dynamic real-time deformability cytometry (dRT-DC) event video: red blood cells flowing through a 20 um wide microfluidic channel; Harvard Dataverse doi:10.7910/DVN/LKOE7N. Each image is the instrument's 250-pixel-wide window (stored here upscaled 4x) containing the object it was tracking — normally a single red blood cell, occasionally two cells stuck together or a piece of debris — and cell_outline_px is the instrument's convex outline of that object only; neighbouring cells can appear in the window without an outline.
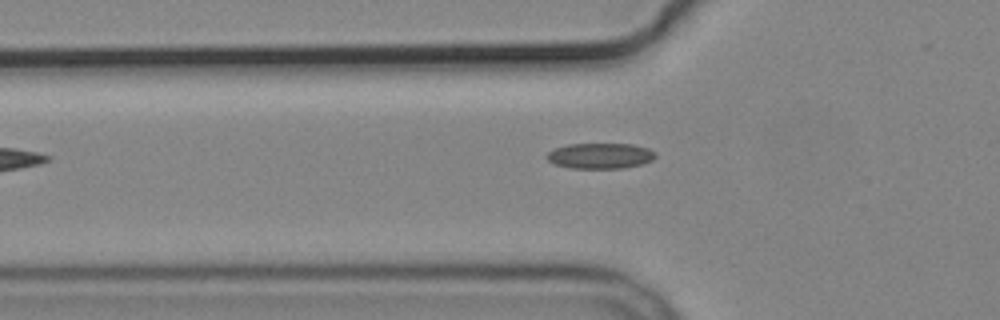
{"species": "common noctule bat (a hibernating species)", "species_latin": "Nyctalus noctula", "temperature_condition": "cold", "stored_images_in_passage": 11, "camera_frame_rate_fps": 3000, "um_per_image_px": 0.085, "animal": {"sex": "male", "body_mass_g": 19.2, "forearm_length_mm": 51.8}, "frame": {"image": 1, "passage_image": 5, "time_ms": 6.0, "image_size_px": [1000, 320], "cell_outline_px": [[656, 156], [652, 160], [644, 164], [624, 168], [572, 168], [556, 164], [548, 160], [544, 156], [548, 152], [556, 148], [568, 144], [632, 144], [648, 148], [656, 152]], "centroid_in_image_um": [51.05, 13.24], "position_along_channel_um": 74.8, "area_um2": 16.24}}
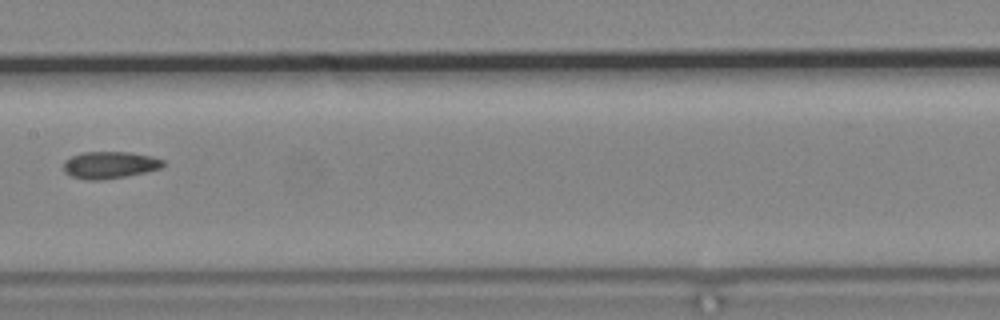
{"frame": {"image": 2, "passage_image": 8, "time_ms": 9.333, "image_size_px": [1000, 320], "cell_outline_px": [[164, 164], [160, 168], [148, 172], [100, 180], [84, 180], [72, 176], [64, 172], [64, 160], [72, 156], [84, 152], [128, 152], [152, 156], [164, 160]], "centroid_in_image_um": [9.32, 14.02], "position_along_channel_um": 198.1, "area_um2": 15.66}}
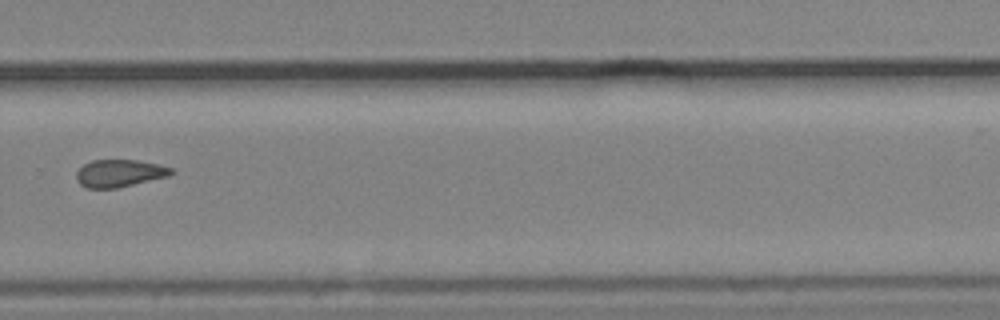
{"frame": {"image": 3, "passage_image": 11, "time_ms": 12.667, "image_size_px": [1000, 320], "cell_outline_px": [[176, 172], [168, 176], [116, 188], [88, 188], [80, 184], [76, 180], [76, 172], [84, 164], [92, 160], [136, 160], [156, 164], [172, 168]], "centroid_in_image_um": [10.14, 14.72], "position_along_channel_um": 319.7, "area_um2": 15.03}}